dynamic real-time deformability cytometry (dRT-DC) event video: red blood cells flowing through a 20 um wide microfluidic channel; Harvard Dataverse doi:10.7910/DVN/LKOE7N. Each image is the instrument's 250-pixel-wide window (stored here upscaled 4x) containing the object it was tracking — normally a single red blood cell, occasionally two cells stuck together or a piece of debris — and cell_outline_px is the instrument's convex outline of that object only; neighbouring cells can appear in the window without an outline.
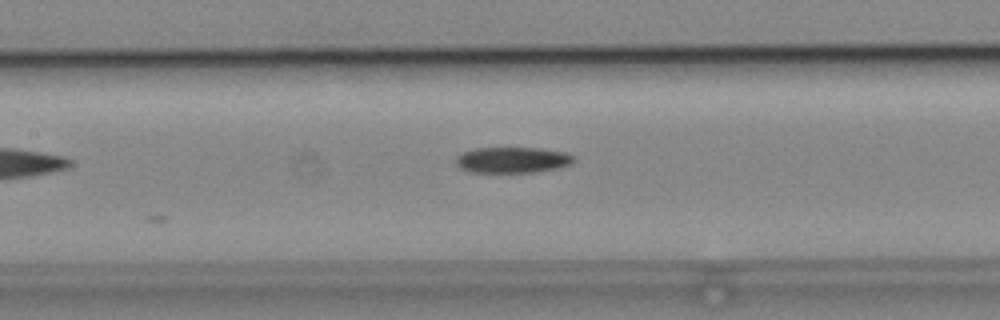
{"species": "common noctule bat (a hibernating species)", "species_latin": "Nyctalus noctula", "temperature_condition": "cold", "stored_images_in_passage": 6, "segment_of_instrument_passage": [1, 2], "camera_frame_rate_fps": 3000, "um_per_image_px": 0.085, "animal": {"sex": "male", "body_mass_g": 19.2, "forearm_length_mm": 51.8}, "frame": {"image": 1, "passage_image": 5, "time_ms": 1.333, "image_size_px": [1000, 320], "cell_outline_px": [[576, 160], [572, 164], [556, 168], [532, 172], [468, 172], [460, 168], [456, 164], [456, 156], [464, 152], [476, 148], [540, 148], [568, 152], [576, 156]], "centroid_in_image_um": [43.6, 13.59], "position_along_channel_um": 163.8, "area_um2": 17.92}}